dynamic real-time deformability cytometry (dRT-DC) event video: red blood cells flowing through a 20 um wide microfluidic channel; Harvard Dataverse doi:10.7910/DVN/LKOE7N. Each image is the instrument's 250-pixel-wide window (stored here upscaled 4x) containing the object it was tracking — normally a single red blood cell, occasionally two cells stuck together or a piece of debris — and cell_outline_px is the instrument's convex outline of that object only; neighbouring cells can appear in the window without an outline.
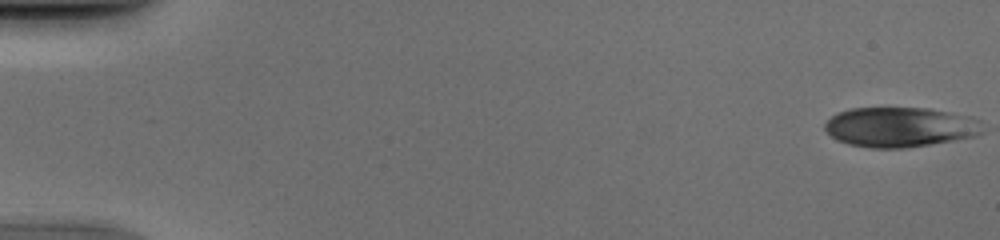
{"species": "human", "species_latin": "Homo sapiens", "temperature_condition": "cold", "stored_images_in_passage": 51, "camera_frame_rate_fps": 3000, "um_per_image_px": 0.085, "donor": {"sex": "male"}, "frame": {"image": 1, "passage_image": 1, "time_ms": 0.0, "image_size_px": [1000, 240], "cell_outline_px": [[984, 132], [976, 136], [908, 148], [872, 148], [848, 144], [836, 140], [824, 128], [824, 124], [836, 112], [852, 108], [928, 108], [972, 116], [980, 120]], "centroid_in_image_um": [76.52, 10.8], "position_along_channel_um": 8.5, "area_um2": 36.93}}
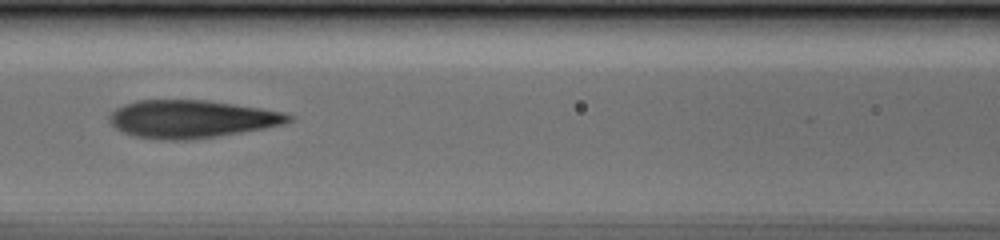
{"frame": {"image": 2, "passage_image": 24, "time_ms": 7.667, "image_size_px": [1000, 240], "cell_outline_px": [[292, 120], [284, 124], [264, 128], [192, 140], [160, 140], [132, 136], [116, 128], [108, 120], [108, 116], [116, 108], [124, 104], [136, 100], [204, 100], [260, 108], [284, 112], [292, 116]], "centroid_in_image_um": [16.24, 10.12], "position_along_channel_um": 150.4, "area_um2": 39.36}}
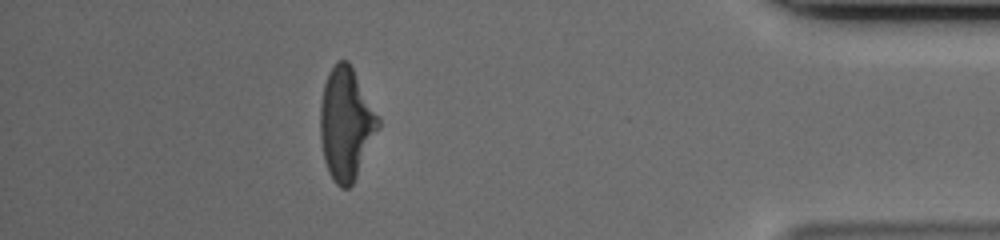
{"frame": {"image": 3, "passage_image": 46, "time_ms": 15.0, "image_size_px": [1000, 240], "cell_outline_px": [[380, 128], [352, 184], [348, 188], [340, 188], [332, 180], [328, 172], [324, 160], [320, 140], [320, 104], [324, 84], [328, 72], [340, 60], [348, 60], [380, 120]], "centroid_in_image_um": [29.39, 10.55], "position_along_channel_um": 405.8, "area_um2": 37.69}}